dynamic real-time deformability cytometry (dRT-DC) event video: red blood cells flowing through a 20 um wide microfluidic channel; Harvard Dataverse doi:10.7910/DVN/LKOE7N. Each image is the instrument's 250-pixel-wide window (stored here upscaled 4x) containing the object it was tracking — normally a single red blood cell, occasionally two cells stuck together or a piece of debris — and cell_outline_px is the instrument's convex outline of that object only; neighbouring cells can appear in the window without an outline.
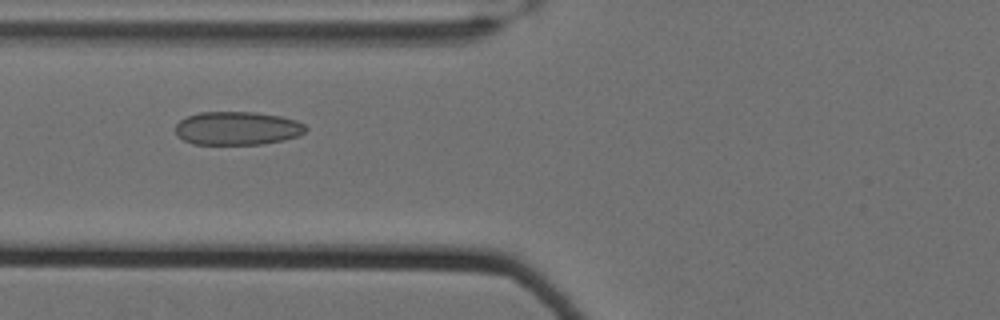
{"species": "Egyptian fruit bat (a non-hibernating species)", "species_latin": "Rousettus aegyptiacus", "temperature_condition": "cold", "stored_images_in_passage": 46, "camera_frame_rate_fps": 3000, "um_per_image_px": 0.085, "animal": {"sex": "female"}, "frame": {"image": 1, "passage_image": 12, "time_ms": 3.667, "image_size_px": [1000, 320], "cell_outline_px": [[308, 128], [300, 136], [284, 140], [264, 144], [192, 144], [184, 140], [176, 132], [176, 124], [180, 120], [188, 116], [200, 112], [256, 112], [280, 116], [296, 120], [304, 124]], "centroid_in_image_um": [20.21, 10.9], "position_along_channel_um": 105.6, "area_um2": 25.43}}
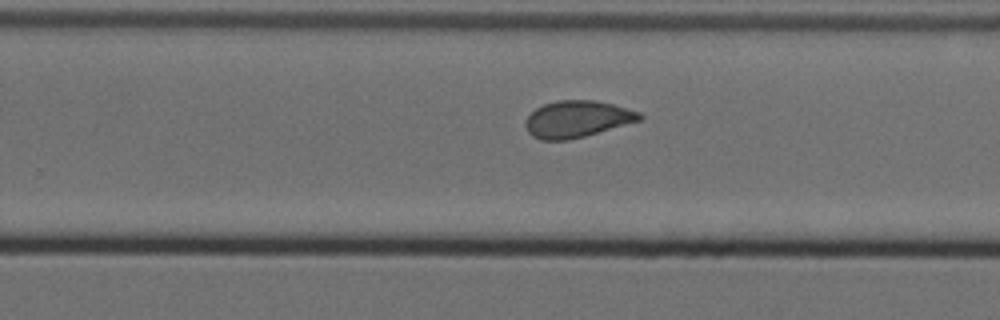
{"frame": {"image": 2, "passage_image": 27, "time_ms": 8.667, "image_size_px": [1000, 320], "cell_outline_px": [[644, 116], [640, 120], [584, 136], [568, 140], [540, 140], [532, 136], [528, 132], [524, 124], [524, 120], [536, 108], [544, 104], [556, 100], [596, 100], [612, 104], [640, 112]], "centroid_in_image_um": [49.02, 10.12], "position_along_channel_um": 280.8, "area_um2": 24.33}}
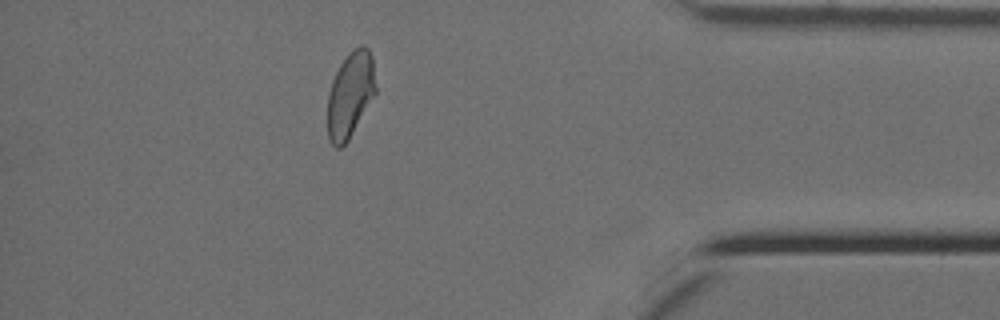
{"frame": {"image": 3, "passage_image": 40, "time_ms": 13.0, "image_size_px": [1000, 320], "cell_outline_px": [[376, 92], [348, 140], [340, 148], [336, 148], [328, 140], [328, 92], [332, 80], [340, 64], [360, 44], [368, 48], [372, 56], [376, 88]], "centroid_in_image_um": [29.76, 8.07], "position_along_channel_um": 405.4, "area_um2": 23.7}, "authors_computed_cell_mechanics": {"area_um2": 24.5072, "velocity_mm_per_s": 3.496, "shape_relaxation_time_tau1_ms": null, "shape_relaxation_time_tau2_ms": 0.8731, "deformation_change_tau1": null, "deformation_change_tau2": 0.069}}